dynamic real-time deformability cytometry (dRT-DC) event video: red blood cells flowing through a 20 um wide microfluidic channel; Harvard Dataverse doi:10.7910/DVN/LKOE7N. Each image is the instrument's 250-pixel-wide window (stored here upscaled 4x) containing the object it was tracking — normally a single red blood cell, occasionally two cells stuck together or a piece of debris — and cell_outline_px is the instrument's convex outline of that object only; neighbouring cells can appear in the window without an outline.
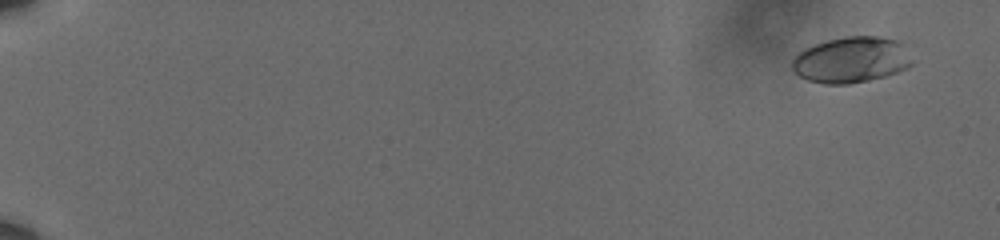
{"species": "human", "species_latin": "Homo sapiens", "temperature_condition": "cold", "stored_images_in_passage": 19, "camera_frame_rate_fps": 3000, "um_per_image_px": 0.085, "donor": {"sex": "male"}, "frame": {"image": 1, "passage_image": 3, "time_ms": 0.667, "image_size_px": [1000, 240], "cell_outline_px": [[912, 64], [908, 68], [884, 76], [868, 80], [848, 84], [824, 84], [808, 80], [792, 72], [792, 60], [804, 48], [828, 40], [844, 36], [880, 36], [896, 40], [904, 44], [912, 60]], "centroid_in_image_um": [72.36, 5.08], "position_along_channel_um": 12.6, "area_um2": 32.19}}
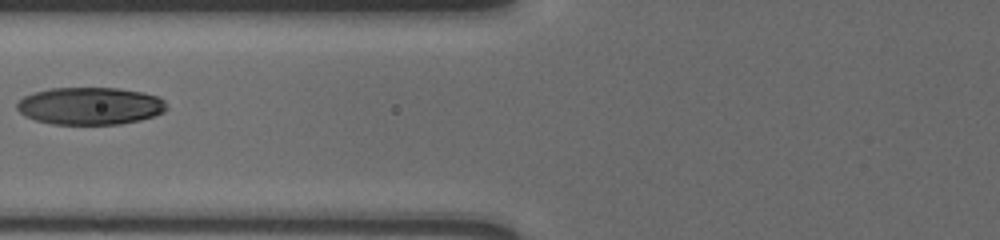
{"frame": {"image": 2, "passage_image": 17, "time_ms": 5.333, "image_size_px": [1000, 240], "cell_outline_px": [[168, 108], [164, 112], [140, 120], [120, 124], [52, 124], [36, 120], [24, 116], [16, 108], [16, 104], [24, 96], [32, 92], [48, 88], [120, 88], [144, 92], [156, 96], [164, 100]], "centroid_in_image_um": [7.64, 9.0], "position_along_channel_um": 118.2, "area_um2": 32.83}}
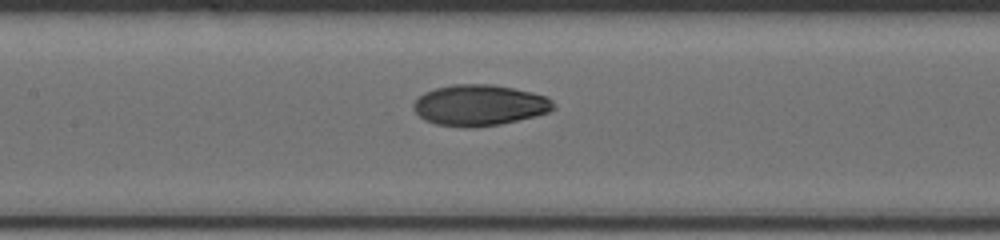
{"frame": {"image": 3, "passage_image": 19, "time_ms": 6.0, "image_size_px": [1000, 240], "cell_outline_px": [[556, 108], [548, 112], [536, 116], [500, 124], [472, 128], [464, 128], [436, 124], [424, 120], [412, 108], [412, 104], [424, 92], [436, 88], [452, 84], [492, 84], [532, 92], [544, 96], [552, 100], [556, 104]], "centroid_in_image_um": [40.75, 8.95], "position_along_channel_um": 166.6, "area_um2": 33.58}}